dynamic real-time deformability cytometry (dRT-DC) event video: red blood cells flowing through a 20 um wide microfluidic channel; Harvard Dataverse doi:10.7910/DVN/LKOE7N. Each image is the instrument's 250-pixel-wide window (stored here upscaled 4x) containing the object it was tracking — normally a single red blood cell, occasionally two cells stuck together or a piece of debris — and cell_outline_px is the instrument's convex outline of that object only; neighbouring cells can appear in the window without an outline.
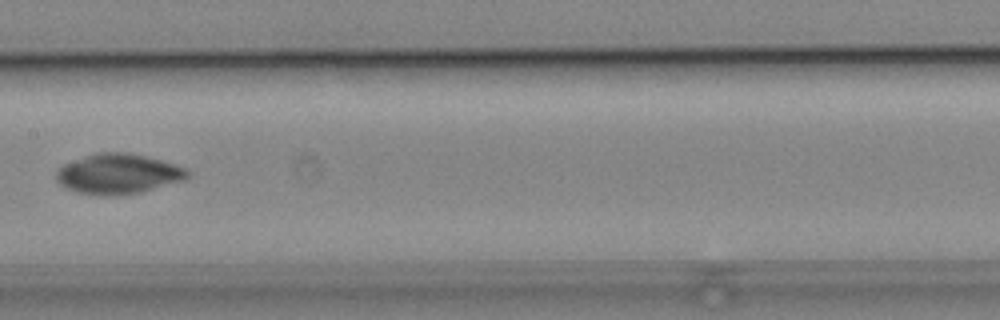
{"species": "common noctule bat (a hibernating species)", "species_latin": "Nyctalus noctula", "temperature_condition": "cold", "stored_images_in_passage": 6, "camera_frame_rate_fps": 3000, "um_per_image_px": 0.085, "animal": {"sex": "male", "body_mass_g": 19.2, "forearm_length_mm": 51.8}, "frame": {"image": 1, "passage_image": 6, "time_ms": 5.667, "image_size_px": [1000, 320], "cell_outline_px": [[192, 172], [188, 180], [140, 192], [76, 192], [60, 184], [56, 176], [56, 172], [64, 164], [96, 152], [128, 152], [160, 160], [188, 168]], "centroid_in_image_um": [10.15, 14.72], "position_along_channel_um": 197.2, "area_um2": 29.77}}